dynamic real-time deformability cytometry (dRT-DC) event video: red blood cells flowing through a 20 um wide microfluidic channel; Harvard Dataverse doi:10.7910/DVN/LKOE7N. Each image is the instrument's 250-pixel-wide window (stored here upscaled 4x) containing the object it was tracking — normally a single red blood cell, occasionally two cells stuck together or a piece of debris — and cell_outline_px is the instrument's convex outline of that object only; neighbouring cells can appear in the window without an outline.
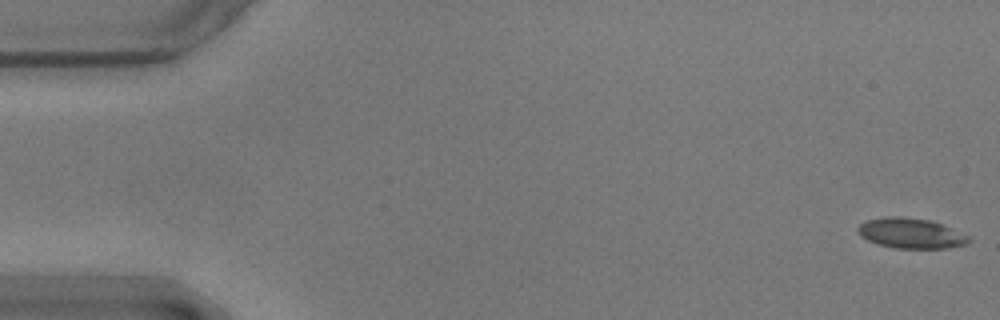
{"species": "common noctule bat (a hibernating species)", "species_latin": "Nyctalus noctula", "temperature_condition": "warm", "stored_images_in_passage": 56, "camera_frame_rate_fps": 3000, "um_per_image_px": 0.085, "animal": {"sex": "male", "body_mass_g": 17.9}, "frame": {"image": 1, "passage_image": 1, "time_ms": 0.0, "image_size_px": [1000, 320], "cell_outline_px": [[972, 240], [968, 244], [948, 248], [896, 248], [880, 244], [868, 240], [860, 236], [856, 232], [856, 228], [860, 224], [868, 220], [884, 216], [900, 216], [928, 220], [940, 224], [972, 236]], "centroid_in_image_um": [77.44, 19.83], "position_along_channel_um": 7.6, "area_um2": 19.59}}
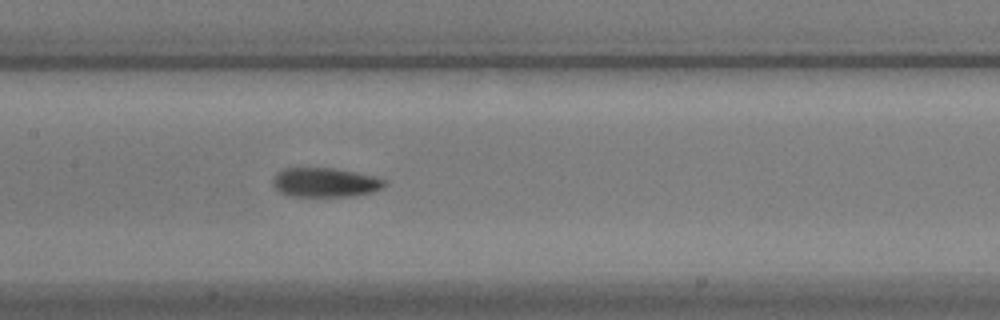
{"frame": {"image": 2, "passage_image": 27, "time_ms": 8.667, "image_size_px": [1000, 320], "cell_outline_px": [[384, 188], [372, 192], [352, 196], [288, 196], [280, 192], [272, 184], [272, 180], [276, 172], [284, 168], [332, 168], [356, 172], [372, 176], [384, 180]], "centroid_in_image_um": [27.59, 15.51], "position_along_channel_um": 179.8, "area_um2": 19.02}}
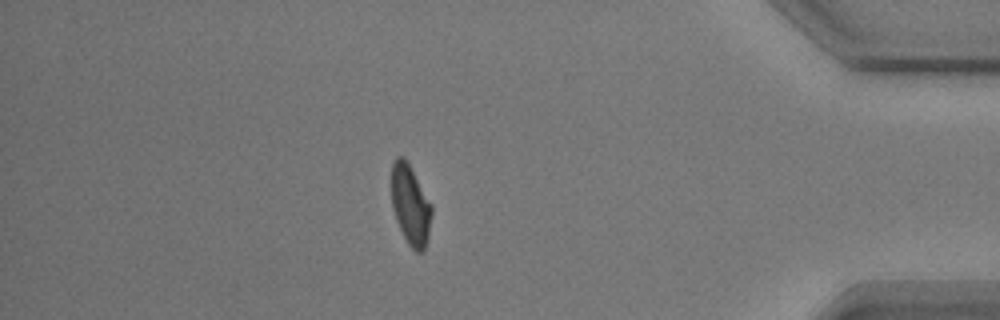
{"frame": {"image": 3, "passage_image": 49, "time_ms": 16.0, "image_size_px": [1000, 320], "cell_outline_px": [[432, 212], [428, 240], [424, 252], [416, 252], [408, 244], [396, 220], [392, 208], [392, 160], [396, 156], [404, 156], [432, 204]], "centroid_in_image_um": [34.9, 17.43], "position_along_channel_um": 400.3, "area_um2": 18.84}, "authors_computed_cell_mechanics": {"area_um2": 19.1318, "velocity_mm_per_s": 3.5523, "shape_relaxation_time_tau1_ms": 2.405, "shape_relaxation_time_tau2_ms": 2.0273, "deformation_change_tau1": 0.1221, "deformation_change_tau2": 0.072}}